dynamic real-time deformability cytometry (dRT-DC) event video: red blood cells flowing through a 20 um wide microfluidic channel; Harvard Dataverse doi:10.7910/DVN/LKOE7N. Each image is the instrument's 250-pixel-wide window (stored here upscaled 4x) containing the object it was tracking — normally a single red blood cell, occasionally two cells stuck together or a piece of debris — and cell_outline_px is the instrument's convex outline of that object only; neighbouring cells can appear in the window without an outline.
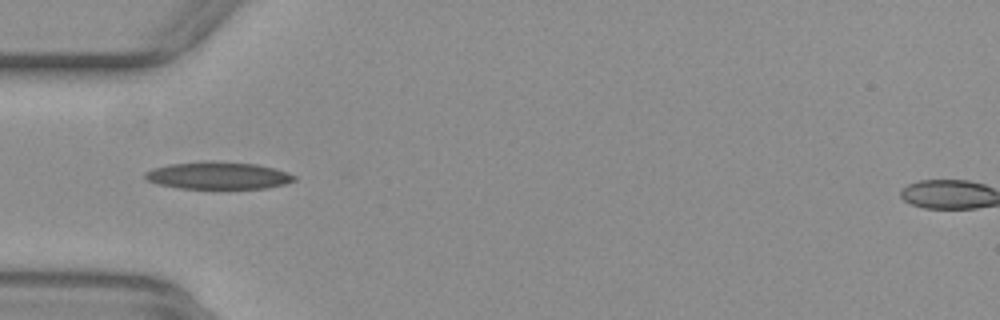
{"species": "common noctule bat (a hibernating species)", "species_latin": "Nyctalus noctula", "temperature_condition": "warm", "stored_images_in_passage": 38, "camera_frame_rate_fps": 3000, "um_per_image_px": 0.085, "animal": {"sex": "female", "body_mass_g": 29.2, "forearm_length_mm": 56.3}, "frame": {"image": 1, "passage_image": 2, "time_ms": 0.333, "image_size_px": [1000, 320], "cell_outline_px": [[296, 180], [284, 184], [268, 188], [180, 188], [156, 184], [148, 180], [144, 176], [144, 172], [152, 168], [168, 164], [212, 160], [256, 164], [288, 172], [296, 176]], "centroid_in_image_um": [18.52, 14.91], "position_along_channel_um": 66.5, "area_um2": 23.81}}
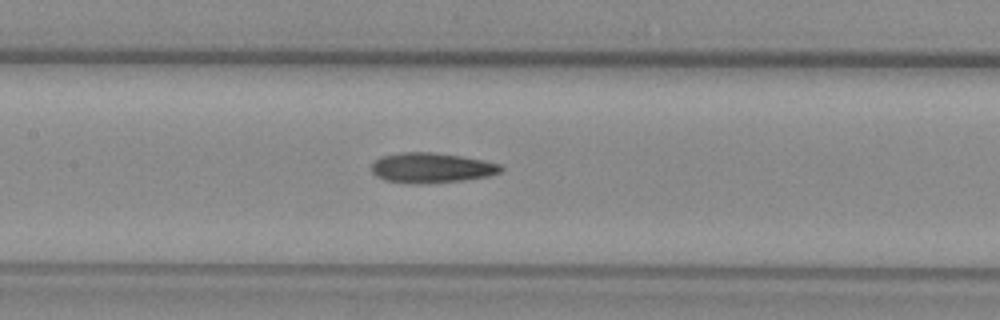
{"frame": {"image": 2, "passage_image": 10, "time_ms": 3.0, "image_size_px": [1000, 320], "cell_outline_px": [[504, 168], [500, 172], [488, 176], [464, 180], [420, 184], [384, 180], [376, 176], [372, 172], [372, 164], [380, 156], [400, 152], [432, 152], [460, 156], [484, 160], [500, 164]], "centroid_in_image_um": [36.67, 14.26], "position_along_channel_um": 170.7, "area_um2": 22.66}}
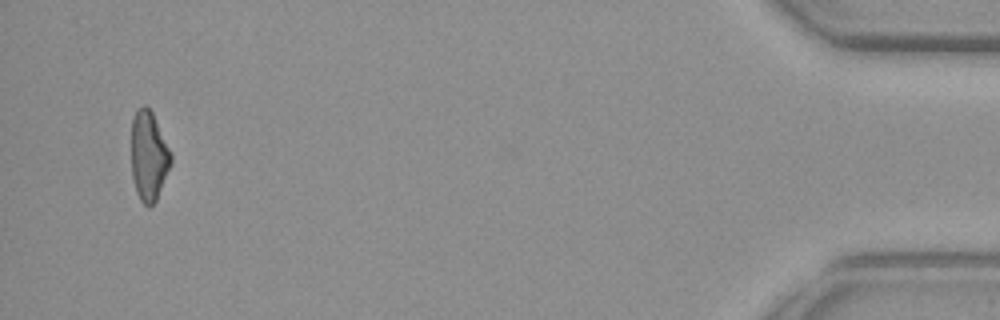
{"frame": {"image": 3, "passage_image": 36, "time_ms": 11.667, "image_size_px": [1000, 320], "cell_outline_px": [[172, 160], [156, 200], [148, 208], [140, 200], [136, 192], [132, 176], [132, 120], [136, 112], [144, 104], [152, 112], [172, 156]], "centroid_in_image_um": [12.63, 13.29], "position_along_channel_um": 422.6, "area_um2": 20.17}, "authors_computed_cell_mechanics": {"area_um2": 22.0507, "velocity_mm_per_s": 3.9023, "shape_relaxation_time_tau1_ms": null, "shape_relaxation_time_tau2_ms": 4.9723, "deformation_change_tau1": null, "deformation_change_tau2": 0.1537}}